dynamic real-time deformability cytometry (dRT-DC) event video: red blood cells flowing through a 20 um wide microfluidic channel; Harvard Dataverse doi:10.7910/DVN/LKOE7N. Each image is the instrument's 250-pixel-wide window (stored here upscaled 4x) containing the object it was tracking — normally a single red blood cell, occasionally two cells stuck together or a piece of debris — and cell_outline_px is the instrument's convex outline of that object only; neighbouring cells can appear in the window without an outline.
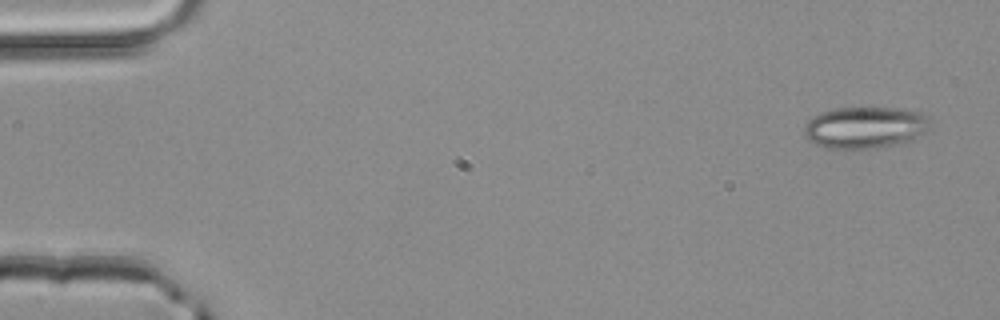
{"species": "common noctule bat (a hibernating species)", "species_latin": "Nyctalus noctula", "temperature_condition": "room temperature", "stored_images_in_passage": 4, "camera_frame_rate_fps": 3000, "um_per_image_px": 0.085, "animal": {"sex": "male", "body_mass_g": 20.4}, "frame": {"image": 1, "passage_image": 1, "time_ms": 0.0, "image_size_px": [1000, 320], "cell_outline_px": [[932, 128], [912, 140], [904, 144], [876, 148], [824, 148], [808, 140], [804, 136], [804, 128], [808, 120], [812, 116], [820, 112], [836, 108], [900, 108], [920, 112], [928, 116]], "centroid_in_image_um": [73.57, 10.84], "position_along_channel_um": 11.4, "area_um2": 31.1}}